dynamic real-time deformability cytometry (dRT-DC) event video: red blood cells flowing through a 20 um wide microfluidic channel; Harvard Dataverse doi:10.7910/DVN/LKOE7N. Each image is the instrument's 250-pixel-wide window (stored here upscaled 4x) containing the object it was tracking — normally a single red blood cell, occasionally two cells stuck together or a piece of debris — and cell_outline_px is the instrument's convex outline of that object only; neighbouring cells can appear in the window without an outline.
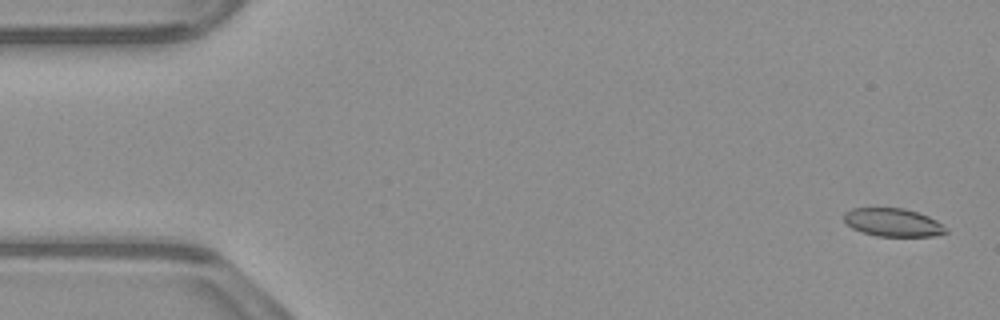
{"species": "common noctule bat (a hibernating species)", "species_latin": "Nyctalus noctula", "temperature_condition": "warm", "stored_images_in_passage": 53, "camera_frame_rate_fps": 3000, "um_per_image_px": 0.085, "animal": {"sex": "male", "body_mass_g": 23.1, "forearm_length_mm": 52.7}, "frame": {"image": 1, "passage_image": 2, "time_ms": 0.333, "image_size_px": [1000, 320], "cell_outline_px": [[948, 232], [932, 236], [876, 236], [852, 228], [844, 220], [844, 212], [852, 208], [904, 208], [928, 216], [936, 220], [948, 228]], "centroid_in_image_um": [75.91, 18.9], "position_along_channel_um": 9.1, "area_um2": 16.65}}
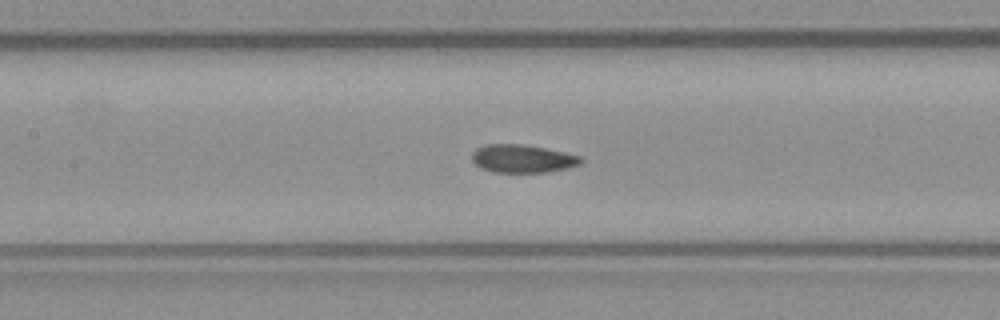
{"frame": {"image": 2, "passage_image": 24, "time_ms": 7.667, "image_size_px": [1000, 320], "cell_outline_px": [[584, 160], [580, 164], [568, 168], [548, 172], [492, 172], [480, 168], [472, 160], [472, 152], [476, 148], [488, 144], [520, 144], [544, 148], [564, 152], [580, 156]], "centroid_in_image_um": [44.4, 13.49], "position_along_channel_um": 163.0, "area_um2": 17.8}}
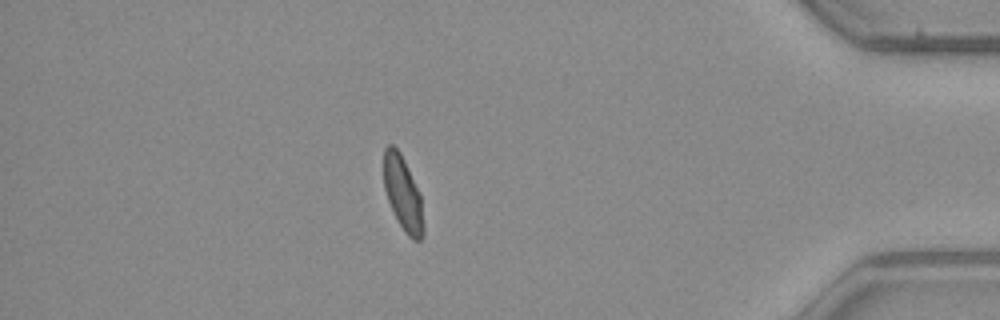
{"frame": {"image": 3, "passage_image": 46, "time_ms": 15.0, "image_size_px": [1000, 320], "cell_outline_px": [[424, 236], [420, 240], [412, 240], [404, 232], [388, 200], [384, 188], [384, 148], [388, 144], [392, 144], [400, 152], [420, 192], [424, 224]], "centroid_in_image_um": [34.26, 16.46], "position_along_channel_um": 400.9, "area_um2": 17.17}, "authors_computed_cell_mechanics": {"area_um2": 18.207, "velocity_mm_per_s": 3.905, "shape_relaxation_time_tau1_ms": null, "shape_relaxation_time_tau2_ms": 1.1895, "deformation_change_tau1": null, "deformation_change_tau2": 0.06}}